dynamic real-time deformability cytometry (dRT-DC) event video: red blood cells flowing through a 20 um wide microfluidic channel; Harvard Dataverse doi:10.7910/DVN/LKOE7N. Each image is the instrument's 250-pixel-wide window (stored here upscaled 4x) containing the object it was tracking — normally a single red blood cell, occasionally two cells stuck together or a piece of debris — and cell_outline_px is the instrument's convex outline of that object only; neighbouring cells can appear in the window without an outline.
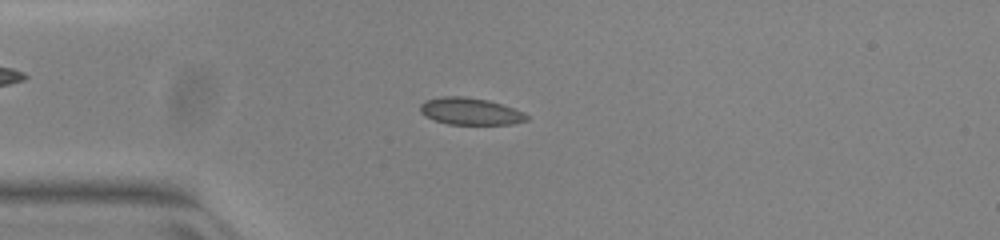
{"species": "common noctule bat (a hibernating species)", "species_latin": "Nyctalus noctula", "temperature_condition": "warm", "stored_images_in_passage": 51, "camera_frame_rate_fps": 3000, "um_per_image_px": 0.085, "animal": {"sex": "female", "body_mass_g": 23.0, "forearm_length_mm": 53.4}, "frame": {"image": 1, "passage_image": 13, "time_ms": 4.0, "image_size_px": [1000, 240], "cell_outline_px": [[528, 120], [512, 124], [448, 124], [424, 116], [420, 112], [420, 104], [424, 100], [444, 96], [464, 96], [488, 100], [524, 112], [528, 116]], "centroid_in_image_um": [39.95, 9.46], "position_along_channel_um": 45.1, "area_um2": 16.7}}
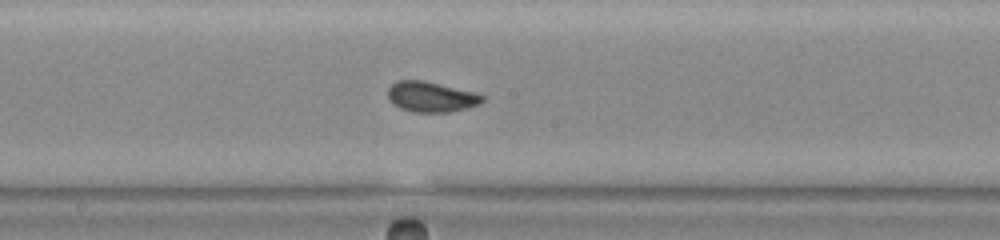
{"frame": {"image": 2, "passage_image": 27, "time_ms": 8.667, "image_size_px": [1000, 240], "cell_outline_px": [[484, 100], [480, 104], [448, 112], [416, 112], [400, 108], [392, 104], [388, 100], [388, 88], [396, 80], [424, 80], [476, 92], [484, 96]], "centroid_in_image_um": [36.62, 8.21], "position_along_channel_um": 211.6, "area_um2": 16.82}}
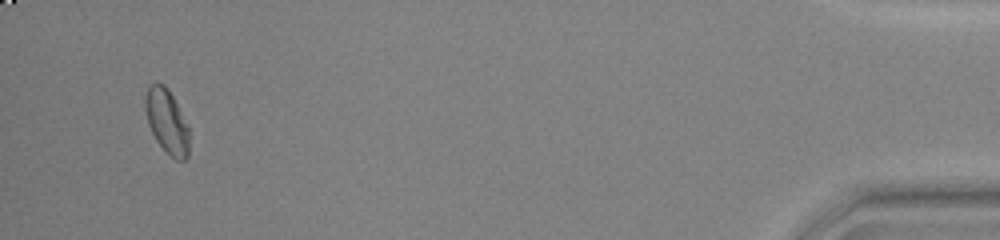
{"frame": {"image": 3, "passage_image": 49, "time_ms": 16.0, "image_size_px": [1000, 240], "cell_outline_px": [[188, 156], [184, 160], [176, 160], [156, 140], [148, 124], [144, 108], [144, 100], [148, 88], [156, 80], [164, 84], [168, 88], [188, 128]], "centroid_in_image_um": [14.14, 10.27], "position_along_channel_um": 421.1, "area_um2": 16.07}, "authors_computed_cell_mechanics": {"area_um2": 16.473, "velocity_mm_per_s": 3.9711, "shape_relaxation_time_tau1_ms": 3.4487, "shape_relaxation_time_tau2_ms": 0.6345, "deformation_change_tau1": 0.1243, "deformation_change_tau2": 0.0387}}